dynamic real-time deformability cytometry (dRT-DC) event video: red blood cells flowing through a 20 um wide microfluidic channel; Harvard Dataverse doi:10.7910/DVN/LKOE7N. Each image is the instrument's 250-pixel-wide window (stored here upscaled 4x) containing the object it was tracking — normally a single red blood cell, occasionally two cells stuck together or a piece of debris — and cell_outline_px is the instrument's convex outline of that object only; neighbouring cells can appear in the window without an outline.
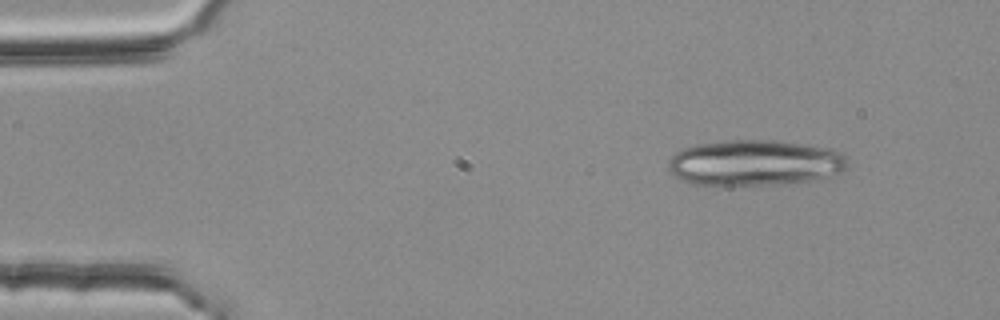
{"species": "common noctule bat (a hibernating species)", "species_latin": "Nyctalus noctula", "temperature_condition": "room temperature", "stored_images_in_passage": 14, "camera_frame_rate_fps": 3000, "um_per_image_px": 0.085, "animal": {"sex": "female", "body_mass_g": 25.1}, "frame": {"image": 1, "passage_image": 1, "time_ms": 0.0, "image_size_px": [1000, 320], "cell_outline_px": [[848, 164], [840, 172], [828, 176], [812, 180], [772, 184], [692, 184], [680, 180], [668, 168], [668, 160], [676, 152], [684, 148], [696, 144], [728, 140], [772, 140], [804, 144], [832, 148], [840, 152], [844, 156]], "centroid_in_image_um": [64.14, 13.82], "position_along_channel_um": 20.9, "area_um2": 47.4}}